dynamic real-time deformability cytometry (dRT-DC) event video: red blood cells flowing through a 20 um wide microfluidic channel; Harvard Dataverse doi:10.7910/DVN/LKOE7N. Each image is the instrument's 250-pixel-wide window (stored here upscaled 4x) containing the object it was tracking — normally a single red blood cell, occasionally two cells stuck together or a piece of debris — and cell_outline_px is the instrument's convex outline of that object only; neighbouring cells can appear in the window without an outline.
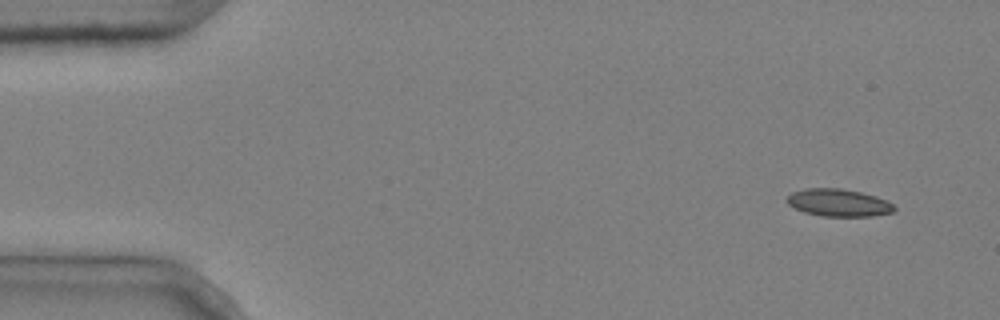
{"species": "common noctule bat (a hibernating species)", "species_latin": "Nyctalus noctula", "temperature_condition": "cold", "stored_images_in_passage": 5, "segment_of_instrument_passage": [1, 2], "camera_frame_rate_fps": 3000, "um_per_image_px": 0.085, "animal": {"sex": "male", "body_mass_g": 20.4}, "frame": {"image": 1, "passage_image": 1, "time_ms": 0.0, "image_size_px": [1000, 320], "cell_outline_px": [[896, 208], [892, 212], [872, 216], [820, 216], [804, 212], [788, 204], [784, 200], [792, 192], [808, 188], [840, 188], [860, 192], [876, 196], [888, 200]], "centroid_in_image_um": [71.27, 17.23], "position_along_channel_um": 13.7, "area_um2": 17.17}}
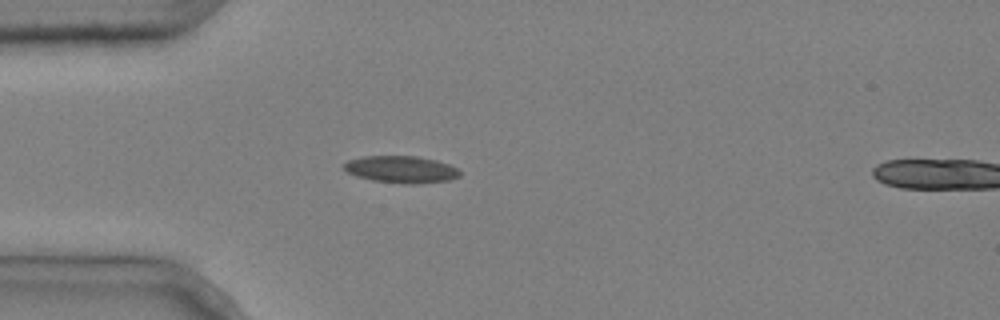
{"frame": {"image": 2, "passage_image": 4, "time_ms": 1.0, "image_size_px": [1000, 320], "cell_outline_px": [[460, 176], [448, 180], [416, 184], [404, 184], [372, 180], [356, 176], [348, 172], [344, 168], [344, 164], [348, 160], [364, 156], [416, 156], [436, 160], [448, 164], [456, 168], [460, 172]], "centroid_in_image_um": [34.1, 14.4], "position_along_channel_um": 50.9, "area_um2": 18.15}}